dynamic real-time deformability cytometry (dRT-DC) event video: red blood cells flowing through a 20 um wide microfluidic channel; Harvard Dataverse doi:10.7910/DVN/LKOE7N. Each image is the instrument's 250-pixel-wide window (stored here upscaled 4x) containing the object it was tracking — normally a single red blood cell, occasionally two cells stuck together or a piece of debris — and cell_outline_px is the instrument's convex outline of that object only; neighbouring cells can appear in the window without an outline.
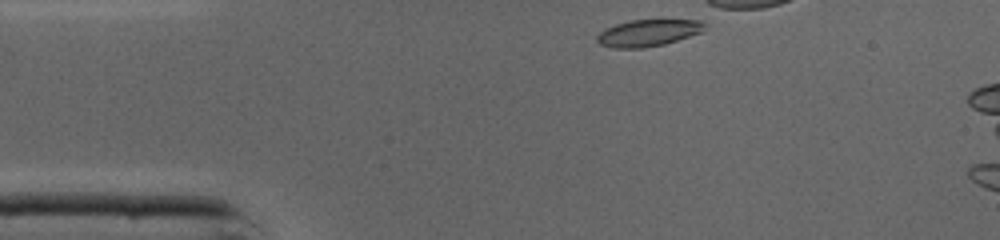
{"species": "common noctule bat (a hibernating species)", "species_latin": "Nyctalus noctula", "temperature_condition": "cold", "stored_images_in_passage": 6, "camera_frame_rate_fps": 3000, "um_per_image_px": 0.085, "animal": {"sex": "male", "body_mass_g": 19.0, "forearm_length_mm": 50.8}, "frame": {"image": 1, "passage_image": 1, "time_ms": 0.0, "image_size_px": [1000, 240], "cell_outline_px": [[704, 24], [700, 32], [664, 44], [640, 48], [616, 48], [600, 44], [596, 40], [596, 36], [600, 32], [616, 24], [632, 20], [700, 20]], "centroid_in_image_um": [55.04, 2.8], "position_along_channel_um": 30.0, "area_um2": 16.3}}